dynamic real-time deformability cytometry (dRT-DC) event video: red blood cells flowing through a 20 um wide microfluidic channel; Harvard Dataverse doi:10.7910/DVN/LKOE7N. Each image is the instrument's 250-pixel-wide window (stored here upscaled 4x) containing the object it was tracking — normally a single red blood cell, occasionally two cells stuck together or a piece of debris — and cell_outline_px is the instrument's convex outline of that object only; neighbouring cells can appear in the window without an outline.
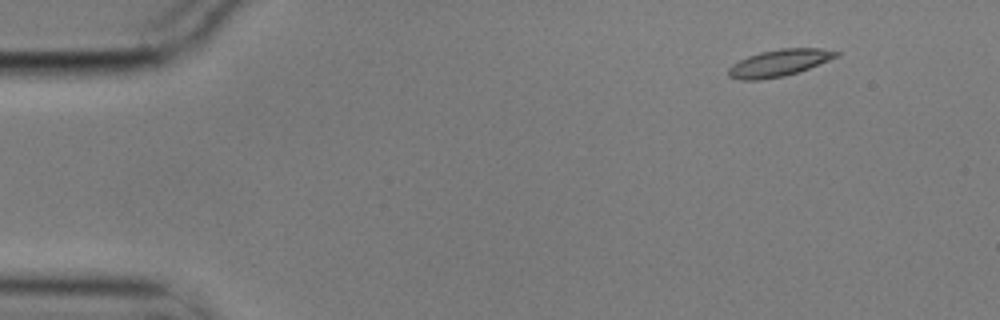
{"species": "common noctule bat (a hibernating species)", "species_latin": "Nyctalus noctula", "temperature_condition": "cold", "stored_images_in_passage": 5, "camera_frame_rate_fps": 3000, "um_per_image_px": 0.085, "animal": {"sex": "male", "body_mass_g": 17.9}, "frame": {"image": 1, "passage_image": 2, "time_ms": 0.333, "image_size_px": [1000, 320], "cell_outline_px": [[840, 56], [808, 68], [784, 76], [760, 80], [740, 80], [728, 76], [728, 68], [732, 64], [748, 56], [760, 52], [780, 48], [820, 48], [840, 52]], "centroid_in_image_um": [66.21, 5.34], "position_along_channel_um": 18.8, "area_um2": 16.82}}
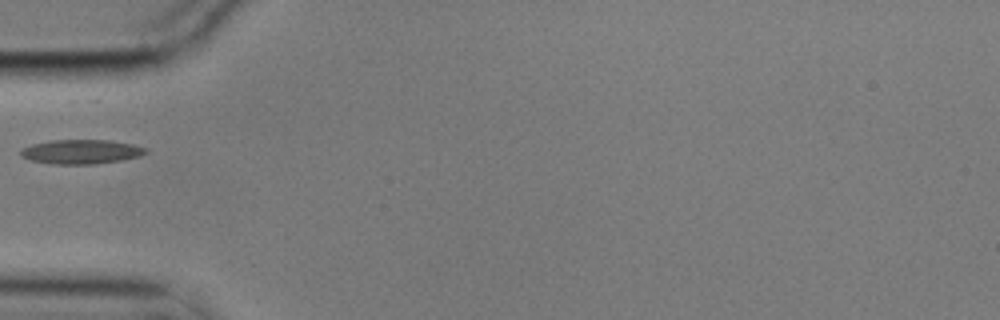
{"frame": {"image": 2, "passage_image": 5, "time_ms": 1.333, "image_size_px": [1000, 320], "cell_outline_px": [[148, 152], [140, 156], [124, 160], [96, 164], [52, 164], [32, 160], [20, 156], [20, 152], [24, 148], [32, 144], [52, 140], [108, 140], [132, 144], [148, 148]], "centroid_in_image_um": [6.95, 12.9], "position_along_channel_um": 78.1, "area_um2": 17.74}}